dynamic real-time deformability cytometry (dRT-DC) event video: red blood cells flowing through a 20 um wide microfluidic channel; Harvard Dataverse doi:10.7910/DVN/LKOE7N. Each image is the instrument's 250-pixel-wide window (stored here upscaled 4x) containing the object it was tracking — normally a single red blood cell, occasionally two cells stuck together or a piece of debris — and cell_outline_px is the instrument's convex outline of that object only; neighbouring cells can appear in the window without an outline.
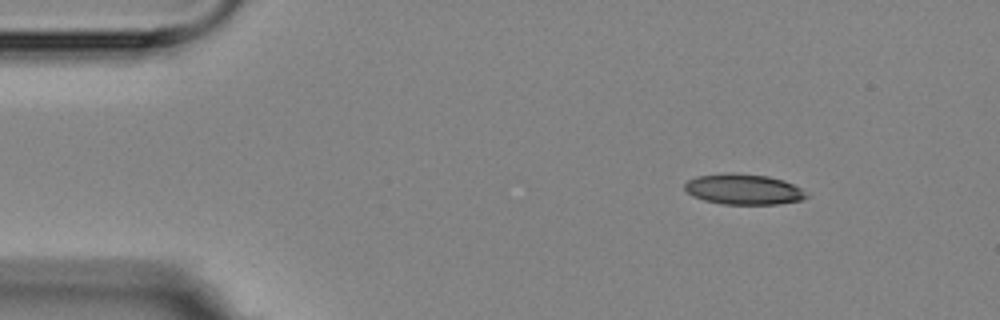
{"species": "Egyptian fruit bat (a non-hibernating species)", "species_latin": "Rousettus aegyptiacus", "temperature_condition": "room temperature", "stored_images_in_passage": 15, "camera_frame_rate_fps": 3000, "um_per_image_px": 0.085, "animal": {"sex": "female"}, "frame": {"image": 1, "passage_image": 1, "time_ms": 0.0, "image_size_px": [1000, 320], "cell_outline_px": [[808, 196], [800, 200], [780, 204], [720, 204], [704, 200], [692, 196], [684, 188], [684, 184], [688, 180], [696, 176], [728, 172], [732, 172], [768, 176], [784, 180], [800, 188]], "centroid_in_image_um": [63.16, 16.08], "position_along_channel_um": 21.8, "area_um2": 21.73}}
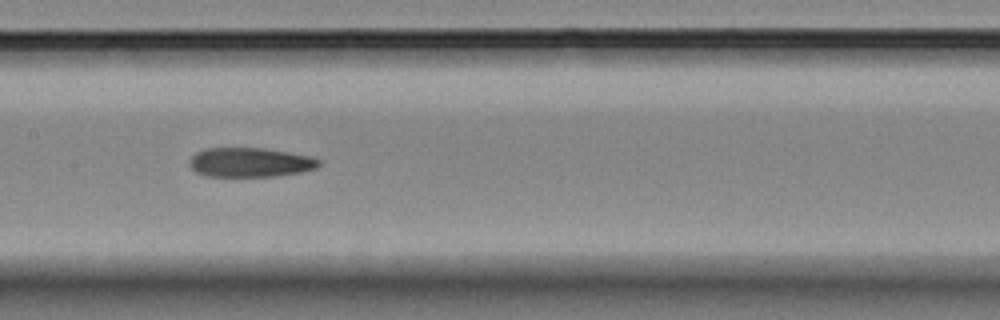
{"frame": {"image": 2, "passage_image": 7, "time_ms": 6.667, "image_size_px": [1000, 320], "cell_outline_px": [[320, 164], [316, 168], [300, 172], [276, 176], [208, 176], [196, 172], [188, 164], [188, 160], [196, 152], [204, 148], [264, 148], [312, 156], [320, 160]], "centroid_in_image_um": [21.24, 13.79], "position_along_channel_um": 186.2, "area_um2": 22.2}}
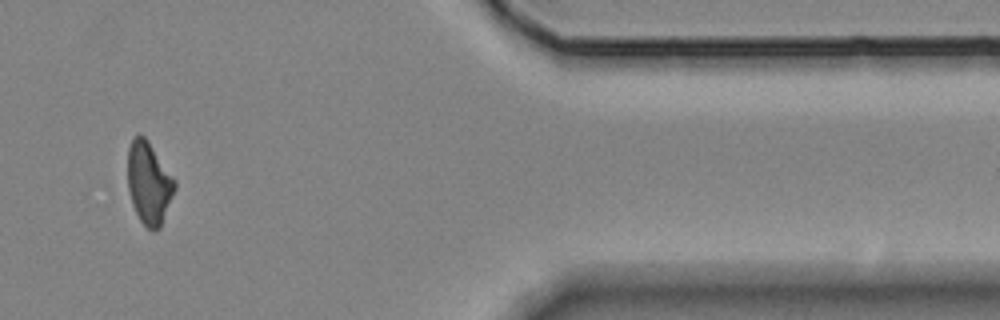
{"frame": {"image": 3, "passage_image": 13, "time_ms": 13.667, "image_size_px": [1000, 320], "cell_outline_px": [[176, 188], [160, 228], [152, 232], [140, 220], [132, 204], [128, 188], [128, 148], [132, 140], [136, 136], [144, 136], [148, 140], [176, 180]], "centroid_in_image_um": [12.67, 15.57], "position_along_channel_um": 398.7, "area_um2": 22.48}, "authors_computed_cell_mechanics": {"area_um2": 22.8888, "velocity_mm_per_s": 3.5504, "shape_relaxation_time_tau1_ms": null, "shape_relaxation_time_tau2_ms": 4.1871, "deformation_change_tau1": null, "deformation_change_tau2": 0.1211}}